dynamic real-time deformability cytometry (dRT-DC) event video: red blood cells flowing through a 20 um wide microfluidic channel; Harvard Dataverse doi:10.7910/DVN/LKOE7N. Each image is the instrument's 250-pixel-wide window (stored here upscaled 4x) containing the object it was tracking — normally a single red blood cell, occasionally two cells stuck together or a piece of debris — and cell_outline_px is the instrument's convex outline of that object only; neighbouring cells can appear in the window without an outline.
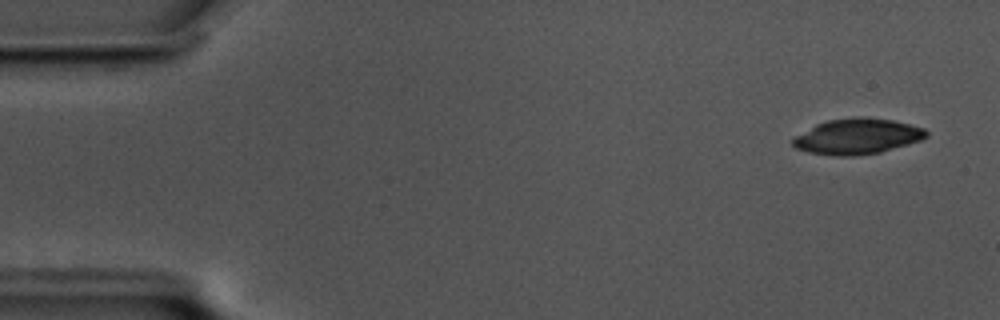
{"species": "common noctule bat (a hibernating species)", "species_latin": "Nyctalus noctula", "temperature_condition": "cold", "stored_images_in_passage": 51, "camera_frame_rate_fps": 3000, "um_per_image_px": 0.085, "animal": {"sex": "male", "body_mass_g": 17.5, "forearm_length_mm": 52.3}, "frame": {"image": 1, "passage_image": 1, "time_ms": 0.0, "image_size_px": [1000, 320], "cell_outline_px": [[928, 136], [920, 140], [908, 144], [880, 152], [852, 156], [840, 156], [808, 152], [796, 148], [792, 144], [792, 140], [796, 136], [816, 124], [828, 120], [852, 116], [864, 116], [892, 120], [924, 128], [928, 132]], "centroid_in_image_um": [72.87, 11.58], "position_along_channel_um": 12.1, "area_um2": 27.57}}
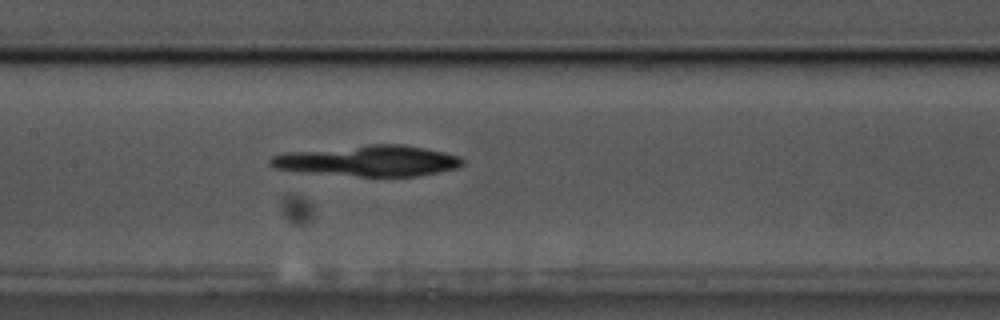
{"frame": {"image": 2, "passage_image": 25, "time_ms": 8.0, "image_size_px": [1000, 320], "cell_outline_px": [[464, 164], [456, 168], [416, 176], [360, 176], [292, 172], [276, 168], [268, 164], [268, 160], [272, 156], [284, 152], [368, 144], [404, 144], [444, 152], [460, 156], [464, 160]], "centroid_in_image_um": [31.24, 13.66], "position_along_channel_um": 176.2, "area_um2": 34.91}}
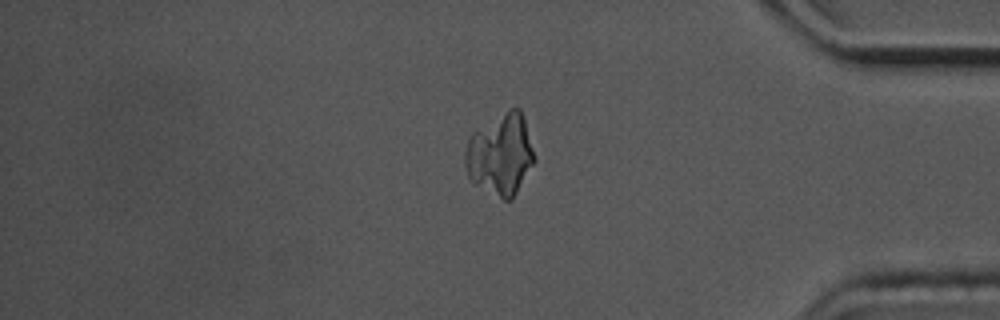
{"frame": {"image": 3, "passage_image": 46, "time_ms": 15.0, "image_size_px": [1000, 320], "cell_outline_px": [[536, 160], [512, 200], [504, 200], [476, 184], [468, 176], [464, 164], [464, 152], [468, 140], [472, 132], [508, 108], [520, 108], [524, 116], [536, 156]], "centroid_in_image_um": [42.56, 13.1], "position_along_channel_um": 392.6, "area_um2": 33.18}}